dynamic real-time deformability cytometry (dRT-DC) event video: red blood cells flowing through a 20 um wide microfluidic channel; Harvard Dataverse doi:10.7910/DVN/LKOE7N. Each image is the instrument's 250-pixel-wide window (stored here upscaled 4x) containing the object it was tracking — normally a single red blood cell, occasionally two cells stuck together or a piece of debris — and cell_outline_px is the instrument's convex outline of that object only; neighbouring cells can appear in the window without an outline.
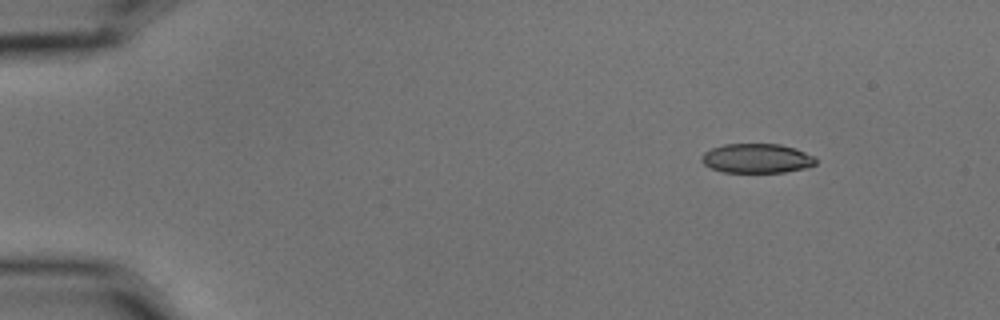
{"species": "common noctule bat (a hibernating species)", "species_latin": "Nyctalus noctula", "temperature_condition": "cold", "stored_images_in_passage": 3, "camera_frame_rate_fps": 3000, "um_per_image_px": 0.085, "animal": {"sex": "male", "body_mass_g": 15.6}, "frame": {"image": 1, "passage_image": 1, "time_ms": 0.0, "image_size_px": [1000, 320], "cell_outline_px": [[816, 164], [804, 168], [784, 172], [724, 172], [712, 168], [704, 164], [700, 160], [700, 156], [704, 152], [712, 148], [724, 144], [780, 144], [796, 148], [816, 156]], "centroid_in_image_um": [64.34, 13.45], "position_along_channel_um": 20.7, "area_um2": 19.65}}
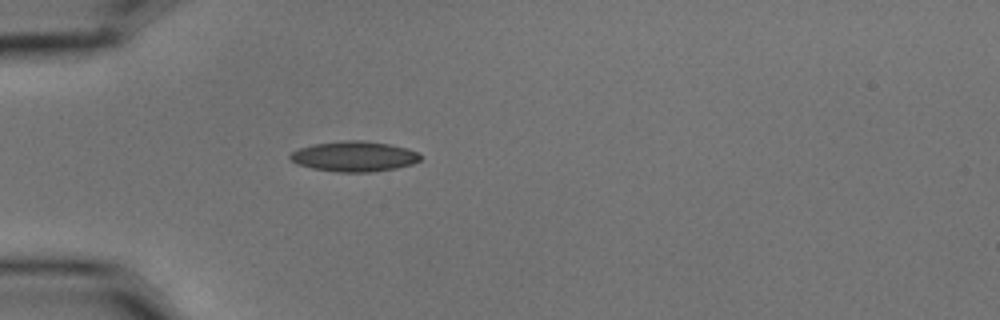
{"frame": {"image": 2, "passage_image": 3, "time_ms": 0.667, "image_size_px": [1000, 320], "cell_outline_px": [[420, 160], [412, 164], [396, 168], [372, 172], [336, 172], [312, 168], [300, 164], [292, 160], [288, 156], [292, 152], [300, 148], [312, 144], [344, 140], [364, 140], [388, 144], [408, 148], [416, 152], [420, 156]], "centroid_in_image_um": [30.11, 13.29], "position_along_channel_um": 54.9, "area_um2": 22.89}}